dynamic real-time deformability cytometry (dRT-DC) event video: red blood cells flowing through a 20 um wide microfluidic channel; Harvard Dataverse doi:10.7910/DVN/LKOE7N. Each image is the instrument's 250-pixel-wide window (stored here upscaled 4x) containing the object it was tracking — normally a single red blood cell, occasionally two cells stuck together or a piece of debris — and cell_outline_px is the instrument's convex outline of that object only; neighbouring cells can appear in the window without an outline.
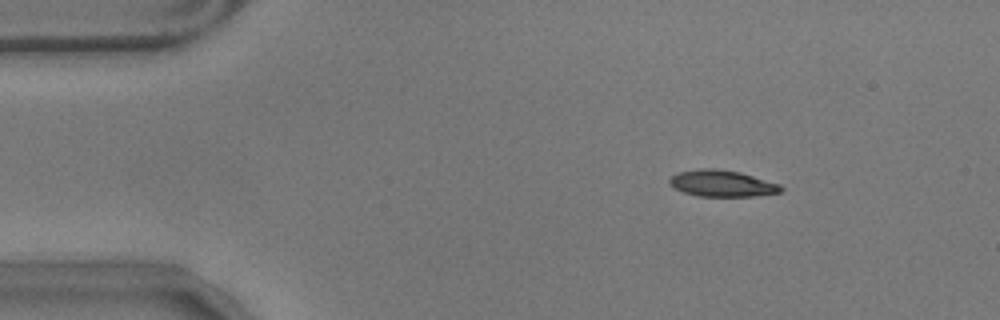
{"species": "common noctule bat (a hibernating species)", "species_latin": "Nyctalus noctula", "temperature_condition": "warm", "stored_images_in_passage": 50, "camera_frame_rate_fps": 3000, "um_per_image_px": 0.085, "animal": {"sex": "male", "body_mass_g": 17.9}, "frame": {"image": 1, "passage_image": 1, "time_ms": 0.0, "image_size_px": [1000, 320], "cell_outline_px": [[784, 188], [780, 192], [756, 196], [700, 196], [684, 192], [668, 184], [668, 180], [676, 172], [700, 168], [716, 168], [740, 172], [780, 184]], "centroid_in_image_um": [61.36, 15.58], "position_along_channel_um": 23.6, "area_um2": 17.22}}
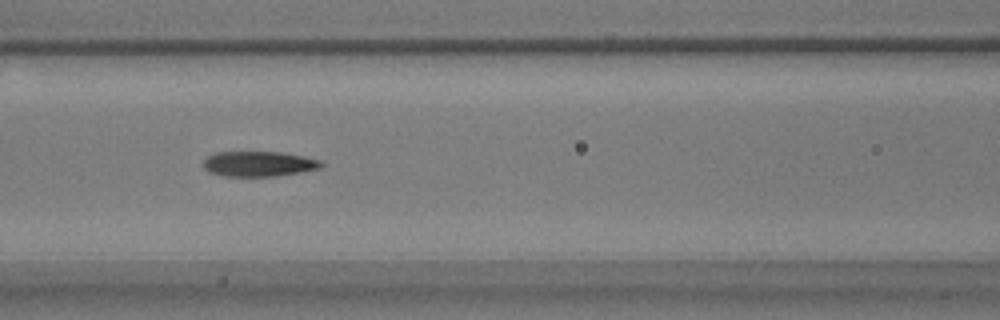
{"frame": {"image": 2, "passage_image": 17, "time_ms": 5.333, "image_size_px": [1000, 320], "cell_outline_px": [[324, 164], [320, 168], [300, 172], [276, 176], [224, 176], [208, 172], [204, 168], [204, 160], [208, 156], [216, 152], [280, 152], [304, 156], [320, 160]], "centroid_in_image_um": [21.99, 13.93], "position_along_channel_um": 144.6, "area_um2": 17.28}}
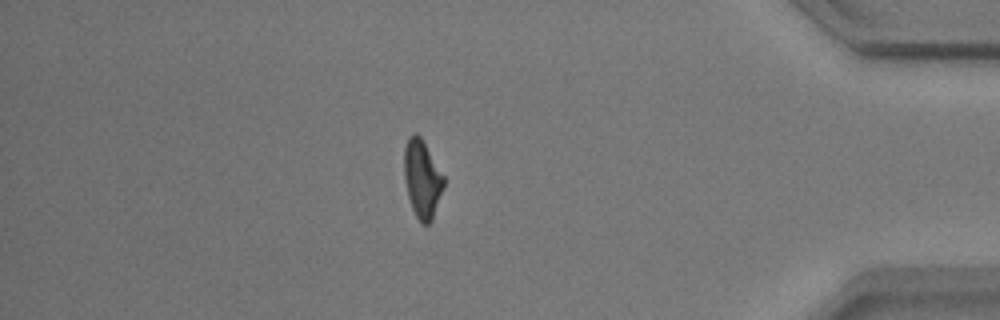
{"frame": {"image": 3, "passage_image": 42, "time_ms": 13.667, "image_size_px": [1000, 320], "cell_outline_px": [[444, 188], [432, 220], [428, 224], [420, 224], [412, 208], [408, 196], [404, 180], [404, 148], [408, 136], [412, 132], [416, 132], [420, 136], [444, 176]], "centroid_in_image_um": [35.87, 15.2], "position_along_channel_um": 399.3, "area_um2": 18.09}, "authors_computed_cell_mechanics": {"area_um2": 17.918, "velocity_mm_per_s": 3.5257, "shape_relaxation_time_tau1_ms": 3.5359, "shape_relaxation_time_tau2_ms": 3.5572, "deformation_change_tau1": 0.2035, "deformation_change_tau2": 0.1228}}